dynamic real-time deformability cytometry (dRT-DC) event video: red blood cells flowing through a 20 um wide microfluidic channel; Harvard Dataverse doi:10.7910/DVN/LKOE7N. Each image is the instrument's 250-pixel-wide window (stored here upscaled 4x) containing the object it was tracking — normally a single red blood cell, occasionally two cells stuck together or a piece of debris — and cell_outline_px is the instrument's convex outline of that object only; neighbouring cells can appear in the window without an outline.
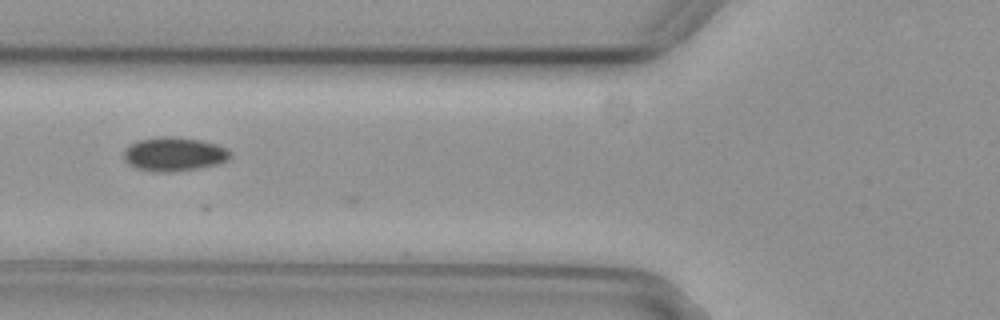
{"species": "common noctule bat (a hibernating species)", "species_latin": "Nyctalus noctula", "temperature_condition": "cold", "stored_images_in_passage": 2, "camera_frame_rate_fps": 3000, "um_per_image_px": 0.085, "animal": {"sex": "female", "body_mass_g": 29.2, "forearm_length_mm": 56.3}, "frame": {"image": 1, "passage_image": 2, "time_ms": 0.333, "image_size_px": [1000, 320], "cell_outline_px": [[232, 156], [228, 160], [216, 164], [196, 168], [172, 172], [152, 172], [136, 168], [128, 164], [124, 160], [124, 152], [128, 144], [136, 140], [160, 136], [172, 136], [200, 140], [216, 144], [228, 148], [232, 152]], "centroid_in_image_um": [14.78, 13.09], "position_along_channel_um": 111.0, "area_um2": 21.33}}